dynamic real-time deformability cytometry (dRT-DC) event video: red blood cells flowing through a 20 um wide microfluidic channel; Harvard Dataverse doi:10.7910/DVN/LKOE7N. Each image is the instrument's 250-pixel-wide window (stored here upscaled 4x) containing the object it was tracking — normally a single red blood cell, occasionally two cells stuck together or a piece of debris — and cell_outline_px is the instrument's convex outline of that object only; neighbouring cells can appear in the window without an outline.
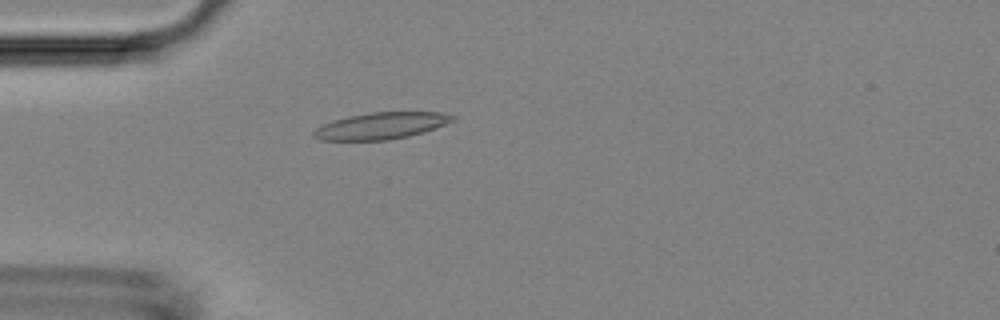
{"species": "Egyptian fruit bat (a non-hibernating species)", "species_latin": "Rousettus aegyptiacus", "temperature_condition": "room temperature", "stored_images_in_passage": 47, "camera_frame_rate_fps": 3000, "um_per_image_px": 0.085, "animal": {"sex": "female"}, "frame": {"image": 1, "passage_image": 15, "time_ms": 4.667, "image_size_px": [1000, 320], "cell_outline_px": [[456, 120], [424, 132], [408, 136], [388, 140], [320, 140], [312, 136], [312, 132], [316, 128], [332, 120], [348, 116], [372, 112], [440, 112], [456, 116]], "centroid_in_image_um": [32.4, 10.69], "position_along_channel_um": 52.6, "area_um2": 21.62}}
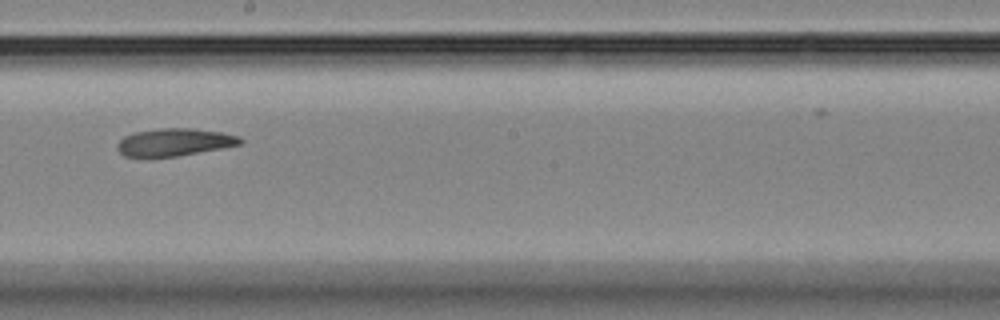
{"frame": {"image": 2, "passage_image": 30, "time_ms": 9.667, "image_size_px": [1000, 320], "cell_outline_px": [[244, 140], [240, 144], [220, 148], [176, 156], [152, 160], [148, 160], [124, 156], [116, 148], [116, 144], [124, 136], [136, 132], [160, 128], [192, 128], [220, 132], [240, 136]], "centroid_in_image_um": [14.73, 12.12], "position_along_channel_um": 233.5, "area_um2": 20.23}}
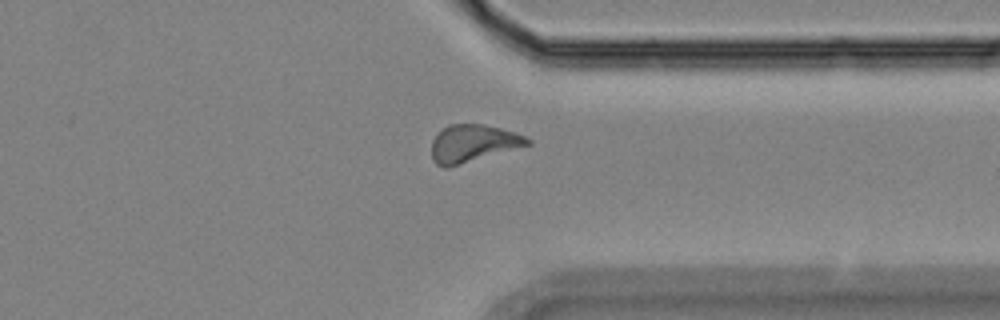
{"frame": {"image": 3, "passage_image": 41, "time_ms": 13.333, "image_size_px": [1000, 320], "cell_outline_px": [[532, 144], [448, 168], [444, 168], [436, 164], [432, 160], [432, 140], [448, 124], [484, 124], [500, 128], [524, 136], [532, 140]], "centroid_in_image_um": [40.2, 12.2], "position_along_channel_um": 371.2, "area_um2": 20.87}, "authors_computed_cell_mechanics": {"area_um2": 20.8658, "velocity_mm_per_s": 3.7894, "shape_relaxation_time_tau1_ms": 3.7234, "shape_relaxation_time_tau2_ms": 5.0432, "deformation_change_tau1": 0.1095, "deformation_change_tau2": 0.1361}}